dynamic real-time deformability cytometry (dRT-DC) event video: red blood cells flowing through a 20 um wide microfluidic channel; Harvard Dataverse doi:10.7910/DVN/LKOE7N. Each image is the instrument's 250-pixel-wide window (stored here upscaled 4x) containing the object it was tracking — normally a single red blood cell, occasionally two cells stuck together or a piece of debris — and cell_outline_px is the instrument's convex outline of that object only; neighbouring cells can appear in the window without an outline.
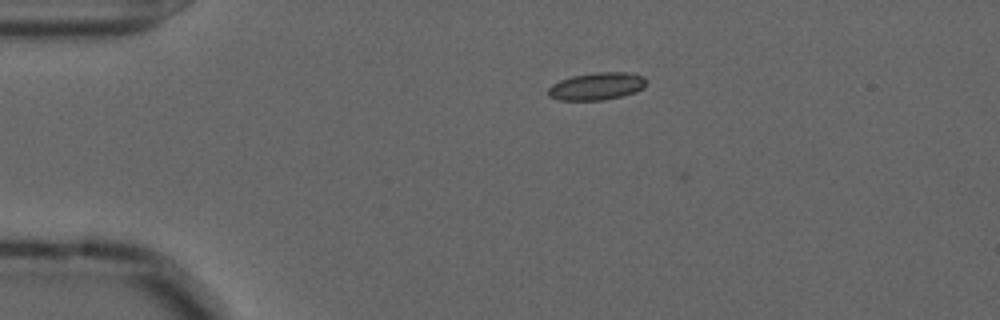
{"species": "common noctule bat (a hibernating species)", "species_latin": "Nyctalus noctula", "temperature_condition": "cold", "stored_images_in_passage": 2, "camera_frame_rate_fps": 3000, "um_per_image_px": 0.085, "animal": {"sex": "male", "forearm_length_mm": 52.5}, "frame": {"image": 1, "passage_image": 1, "time_ms": 0.0, "image_size_px": [1000, 320], "cell_outline_px": [[648, 80], [644, 88], [636, 92], [620, 96], [600, 100], [560, 100], [548, 96], [548, 88], [552, 84], [560, 80], [572, 76], [596, 72], [624, 72], [644, 76]], "centroid_in_image_um": [50.74, 7.32], "position_along_channel_um": 34.3, "area_um2": 15.72}}